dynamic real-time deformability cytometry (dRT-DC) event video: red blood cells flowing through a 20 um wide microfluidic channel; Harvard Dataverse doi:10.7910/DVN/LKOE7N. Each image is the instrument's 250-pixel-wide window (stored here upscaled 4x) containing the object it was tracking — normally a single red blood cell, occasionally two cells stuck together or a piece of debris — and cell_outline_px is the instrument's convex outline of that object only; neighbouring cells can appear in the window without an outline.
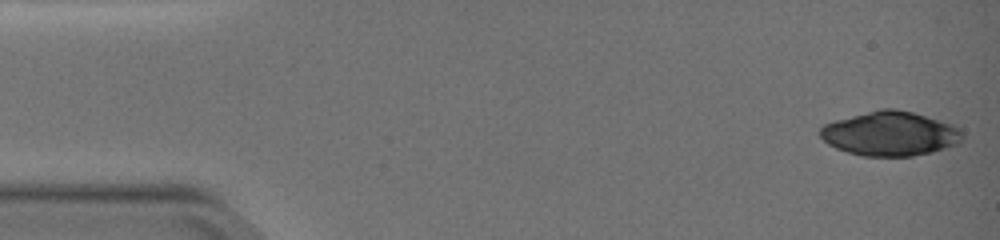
{"species": "common noctule bat (a hibernating species)", "species_latin": "Nyctalus noctula", "temperature_condition": "warm", "stored_images_in_passage": 14, "camera_frame_rate_fps": 3000, "um_per_image_px": 0.085, "animal": {"sex": "female", "body_mass_g": 19.0, "forearm_length_mm": 51.5}, "frame": {"image": 1, "passage_image": 1, "time_ms": 0.0, "image_size_px": [1000, 240], "cell_outline_px": [[964, 140], [960, 144], [932, 152], [912, 156], [864, 156], [848, 152], [836, 148], [828, 144], [820, 136], [820, 128], [824, 124], [836, 120], [880, 108], [896, 108], [912, 112], [940, 120], [952, 124], [960, 128], [964, 132]], "centroid_in_image_um": [75.72, 11.36], "position_along_channel_um": 9.3, "area_um2": 36.99}}